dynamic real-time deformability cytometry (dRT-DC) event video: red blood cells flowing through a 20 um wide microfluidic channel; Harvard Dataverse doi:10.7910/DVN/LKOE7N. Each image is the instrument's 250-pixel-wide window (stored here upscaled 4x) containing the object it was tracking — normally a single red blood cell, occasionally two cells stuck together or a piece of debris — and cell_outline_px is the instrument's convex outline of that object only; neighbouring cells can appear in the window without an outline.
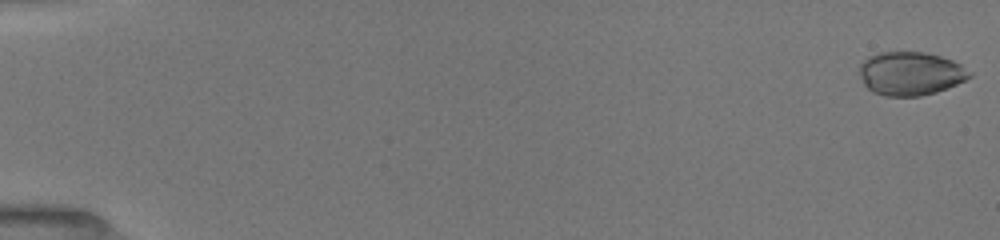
{"species": "common noctule bat (a hibernating species)", "species_latin": "Nyctalus noctula", "temperature_condition": "room temperature", "stored_images_in_passage": 19, "camera_frame_rate_fps": 3000, "um_per_image_px": 0.085, "animal": {"sex": "female", "body_mass_g": 19.5, "forearm_length_mm": 54.1}, "frame": {"image": 1, "passage_image": 1, "time_ms": 0.0, "image_size_px": [1000, 240], "cell_outline_px": [[972, 76], [956, 84], [936, 92], [920, 96], [884, 96], [872, 92], [864, 84], [860, 76], [860, 64], [868, 56], [880, 52], [924, 52], [940, 56], [952, 60], [960, 64], [972, 72]], "centroid_in_image_um": [77.38, 6.25], "position_along_channel_um": 7.6, "area_um2": 27.92}}
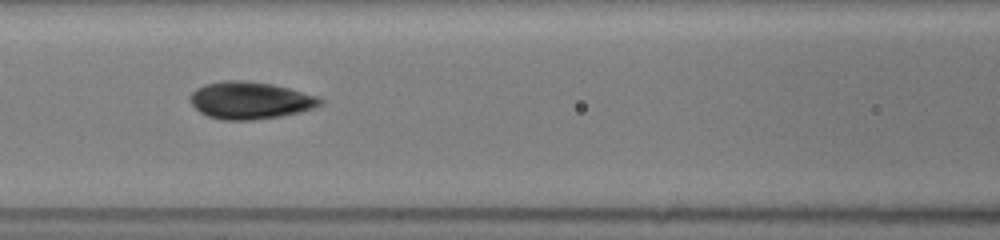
{"frame": {"image": 2, "passage_image": 11, "time_ms": 7.667, "image_size_px": [1000, 240], "cell_outline_px": [[324, 104], [316, 108], [300, 112], [280, 116], [252, 120], [224, 120], [208, 116], [200, 112], [188, 100], [192, 92], [196, 88], [204, 84], [224, 80], [244, 80], [272, 84], [320, 96], [324, 100]], "centroid_in_image_um": [21.29, 8.53], "position_along_channel_um": 145.3, "area_um2": 28.5}}
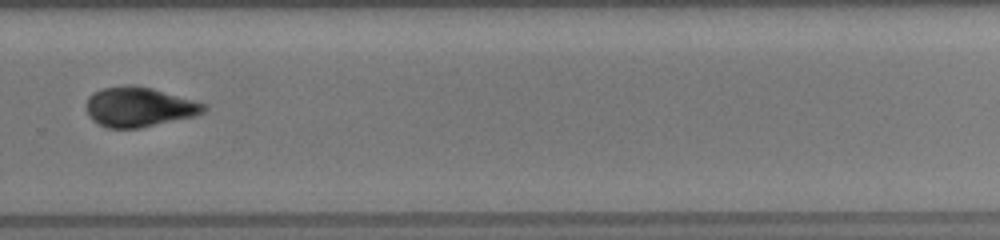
{"frame": {"image": 3, "passage_image": 19, "time_ms": 12.0, "image_size_px": [1000, 240], "cell_outline_px": [[208, 108], [204, 112], [196, 116], [140, 128], [108, 128], [92, 120], [88, 116], [88, 96], [104, 88], [124, 84], [132, 84], [152, 88], [208, 104]], "centroid_in_image_um": [11.87, 9.09], "position_along_channel_um": 317.9, "area_um2": 27.28}}